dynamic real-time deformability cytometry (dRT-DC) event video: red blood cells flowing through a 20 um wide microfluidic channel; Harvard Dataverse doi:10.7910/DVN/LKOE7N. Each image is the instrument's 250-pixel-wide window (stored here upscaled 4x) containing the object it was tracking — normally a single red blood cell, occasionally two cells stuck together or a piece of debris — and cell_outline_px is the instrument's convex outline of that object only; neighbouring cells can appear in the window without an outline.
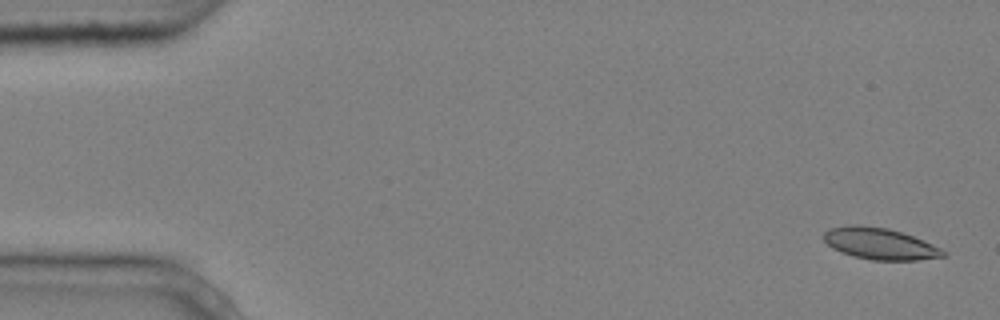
{"species": "common noctule bat (a hibernating species)", "species_latin": "Nyctalus noctula", "temperature_condition": "cold", "stored_images_in_passage": 6, "camera_frame_rate_fps": 3000, "um_per_image_px": 0.085, "animal": {"sex": "male", "body_mass_g": 20.4}, "frame": {"image": 1, "passage_image": 1, "time_ms": 0.0, "image_size_px": [1000, 320], "cell_outline_px": [[948, 252], [944, 256], [916, 260], [872, 260], [852, 256], [840, 252], [832, 248], [824, 240], [824, 232], [828, 228], [852, 224], [856, 224], [888, 228], [912, 236], [932, 244]], "centroid_in_image_um": [74.75, 20.71], "position_along_channel_um": 10.3, "area_um2": 21.91}}
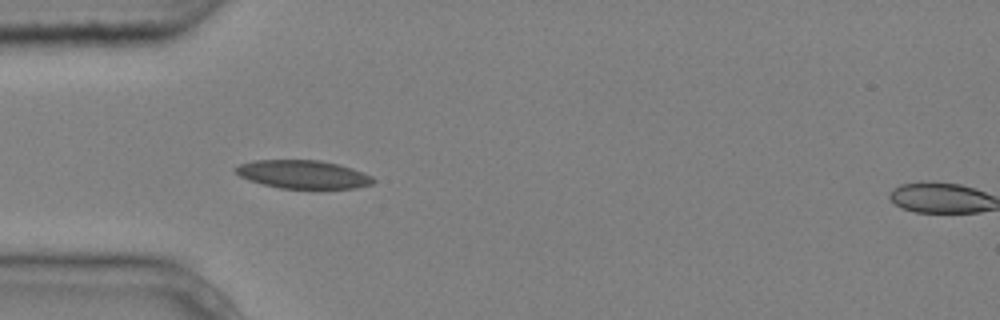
{"frame": {"image": 2, "passage_image": 5, "time_ms": 1.333, "image_size_px": [1000, 320], "cell_outline_px": [[376, 180], [372, 184], [356, 188], [280, 188], [248, 180], [240, 176], [232, 168], [240, 164], [252, 160], [320, 160], [352, 168], [364, 172], [372, 176]], "centroid_in_image_um": [25.76, 14.81], "position_along_channel_um": 59.2, "area_um2": 22.66}}